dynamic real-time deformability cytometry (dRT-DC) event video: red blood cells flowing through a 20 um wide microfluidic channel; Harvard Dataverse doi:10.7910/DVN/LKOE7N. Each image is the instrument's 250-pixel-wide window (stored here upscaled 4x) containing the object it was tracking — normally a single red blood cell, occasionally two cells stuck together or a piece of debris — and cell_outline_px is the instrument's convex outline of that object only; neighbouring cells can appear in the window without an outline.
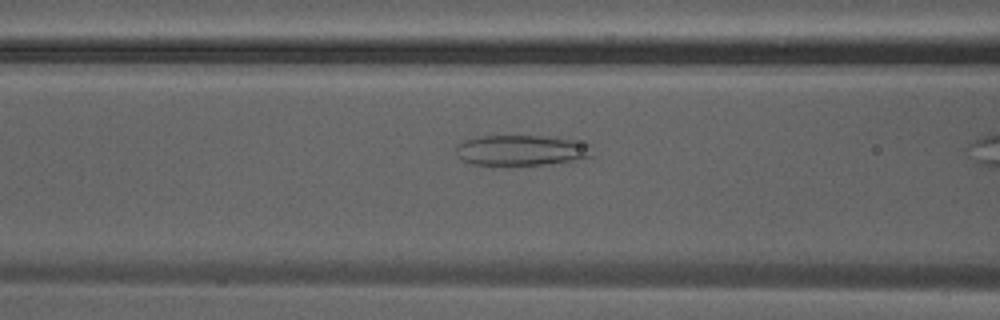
{"species": "Egyptian fruit bat (a non-hibernating species)", "species_latin": "Rousettus aegyptiacus", "temperature_condition": "warm", "stored_images_in_passage": 11, "camera_frame_rate_fps": 3000, "um_per_image_px": 0.085, "animal": {"sex": "male"}, "frame": {"image": 1, "passage_image": 7, "time_ms": 2.0, "image_size_px": [1000, 320], "cell_outline_px": [[592, 156], [572, 160], [544, 164], [492, 168], [472, 164], [464, 160], [456, 152], [456, 144], [464, 140], [480, 136], [556, 136], [592, 144]], "centroid_in_image_um": [44.28, 12.8], "position_along_channel_um": 122.3, "area_um2": 25.09}}